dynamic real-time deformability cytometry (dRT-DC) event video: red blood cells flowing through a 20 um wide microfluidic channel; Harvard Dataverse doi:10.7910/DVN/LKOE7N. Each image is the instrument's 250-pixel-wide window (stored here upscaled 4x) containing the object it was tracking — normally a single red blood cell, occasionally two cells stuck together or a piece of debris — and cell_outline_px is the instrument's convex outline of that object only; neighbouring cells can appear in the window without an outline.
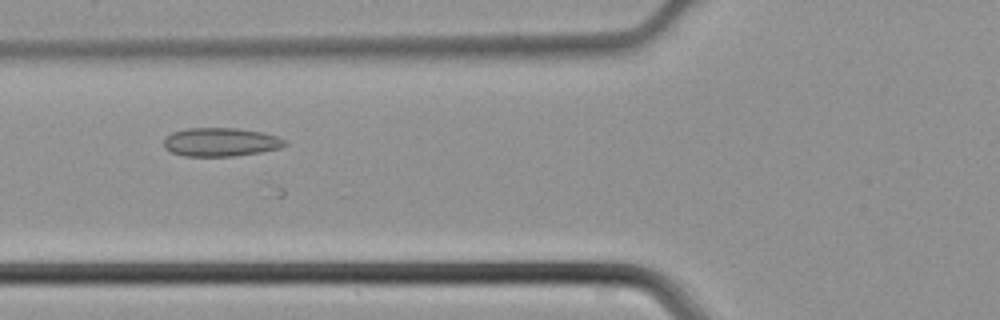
{"species": "common noctule bat (a hibernating species)", "species_latin": "Nyctalus noctula", "temperature_condition": "cold", "stored_images_in_passage": 29, "camera_frame_rate_fps": 3000, "um_per_image_px": 0.085, "animal": {"sex": "male", "body_mass_g": 21.5, "forearm_length_mm": 52.0}, "frame": {"image": 1, "passage_image": 15, "time_ms": 4.667, "image_size_px": [1000, 320], "cell_outline_px": [[288, 144], [280, 148], [260, 152], [232, 156], [184, 156], [172, 152], [164, 148], [164, 140], [172, 132], [188, 128], [236, 128], [264, 132], [276, 136], [284, 140]], "centroid_in_image_um": [18.76, 12.07], "position_along_channel_um": 107.0, "area_um2": 20.11}}